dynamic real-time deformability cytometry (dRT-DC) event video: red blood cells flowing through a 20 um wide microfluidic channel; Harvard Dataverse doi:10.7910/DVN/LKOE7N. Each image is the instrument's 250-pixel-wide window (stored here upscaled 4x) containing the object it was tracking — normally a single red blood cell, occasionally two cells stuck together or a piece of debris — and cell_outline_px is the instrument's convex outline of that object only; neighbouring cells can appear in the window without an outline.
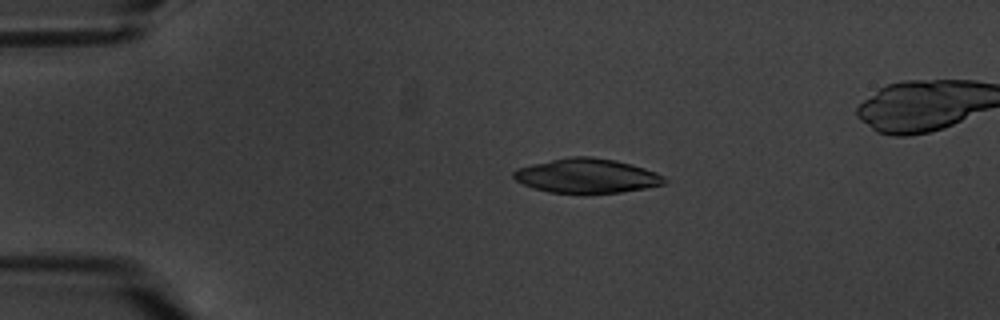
{"species": "common noctule bat (a hibernating species)", "species_latin": "Nyctalus noctula", "temperature_condition": "warm", "stored_images_in_passage": 5, "camera_frame_rate_fps": 3000, "um_per_image_px": 0.085, "animal": {"sex": "male", "body_mass_g": 20.1, "forearm_length_mm": 53.5}, "frame": {"image": 1, "passage_image": 3, "time_ms": 2.333, "image_size_px": [1000, 320], "cell_outline_px": [[668, 180], [664, 184], [644, 188], [620, 192], [548, 192], [524, 184], [516, 180], [512, 176], [512, 172], [516, 168], [532, 164], [572, 156], [588, 156], [616, 160], [632, 164], [656, 172], [664, 176]], "centroid_in_image_um": [49.89, 14.93], "position_along_channel_um": 35.1, "area_um2": 29.82}}